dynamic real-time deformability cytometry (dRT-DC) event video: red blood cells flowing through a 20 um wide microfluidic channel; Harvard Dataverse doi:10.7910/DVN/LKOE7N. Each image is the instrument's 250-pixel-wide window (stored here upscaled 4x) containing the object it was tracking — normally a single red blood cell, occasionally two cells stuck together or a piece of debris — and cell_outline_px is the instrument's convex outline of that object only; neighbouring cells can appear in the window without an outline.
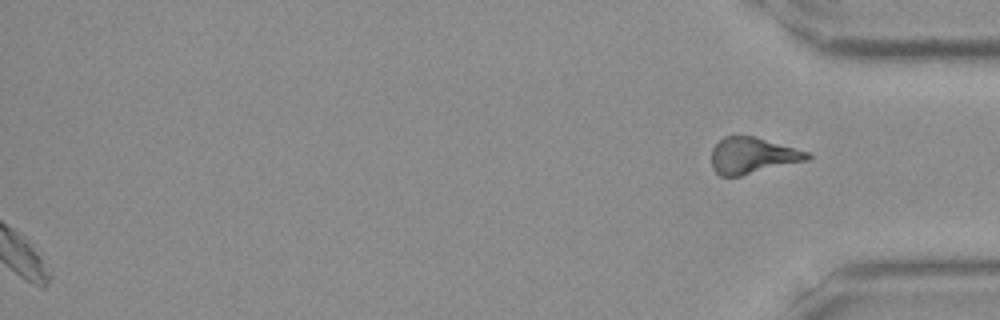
{"species": "Egyptian fruit bat (a non-hibernating species)", "species_latin": "Rousettus aegyptiacus", "temperature_condition": "room temperature", "stored_images_in_passage": 41, "segment_of_instrument_passage": [2, 2], "camera_frame_rate_fps": 3000, "um_per_image_px": 0.085, "frame": {"image": 1, "passage_image": 41, "time_ms": 13.333, "image_size_px": [1000, 320], "cell_outline_px": [[812, 156], [808, 160], [740, 176], [720, 176], [712, 168], [712, 148], [724, 136], [752, 136], [812, 152]], "centroid_in_image_um": [63.99, 13.23], "position_along_channel_um": 371.2, "area_um2": 20.23}}